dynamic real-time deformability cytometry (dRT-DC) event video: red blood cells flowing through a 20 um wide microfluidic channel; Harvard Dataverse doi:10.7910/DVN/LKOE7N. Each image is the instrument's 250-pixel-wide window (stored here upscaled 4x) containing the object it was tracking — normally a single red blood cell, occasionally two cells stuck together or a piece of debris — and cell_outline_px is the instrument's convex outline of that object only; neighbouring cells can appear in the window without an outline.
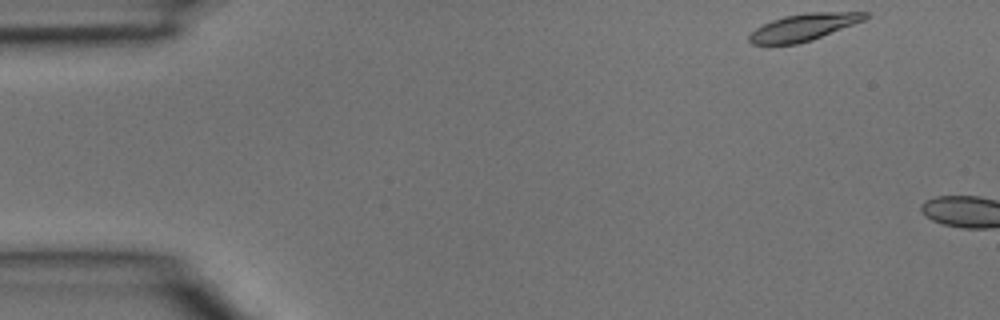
{"species": "common noctule bat (a hibernating species)", "species_latin": "Nyctalus noctula", "temperature_condition": "room temperature", "stored_images_in_passage": 2, "camera_frame_rate_fps": 3000, "um_per_image_px": 0.085, "animal": {"sex": "male", "body_mass_g": 15.6}, "frame": {"image": 1, "passage_image": 1, "time_ms": 0.0, "image_size_px": [1000, 320], "cell_outline_px": [[872, 16], [864, 20], [812, 40], [796, 44], [752, 44], [748, 40], [748, 36], [756, 28], [772, 20], [784, 16], [804, 12], [868, 12]], "centroid_in_image_um": [68.33, 2.3], "position_along_channel_um": 16.7, "area_um2": 18.21}}